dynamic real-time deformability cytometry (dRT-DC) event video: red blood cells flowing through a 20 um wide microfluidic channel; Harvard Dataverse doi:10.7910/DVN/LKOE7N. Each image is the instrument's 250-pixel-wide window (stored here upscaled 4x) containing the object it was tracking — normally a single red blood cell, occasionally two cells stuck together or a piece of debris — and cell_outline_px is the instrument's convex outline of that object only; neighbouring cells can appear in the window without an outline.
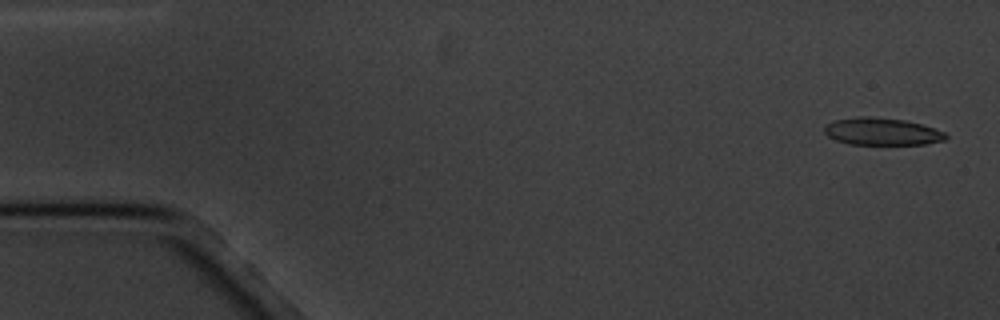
{"species": "common noctule bat (a hibernating species)", "species_latin": "Nyctalus noctula", "temperature_condition": "cold", "stored_images_in_passage": 5, "camera_frame_rate_fps": 3000, "um_per_image_px": 0.085, "animal": {"sex": "male", "body_mass_g": 20.1, "forearm_length_mm": 53.5}, "frame": {"image": 1, "passage_image": 1, "time_ms": 0.0, "image_size_px": [1000, 320], "cell_outline_px": [[948, 136], [944, 140], [928, 144], [848, 144], [836, 140], [828, 136], [824, 132], [824, 128], [828, 124], [836, 120], [856, 116], [868, 116], [904, 120], [920, 124], [944, 132]], "centroid_in_image_um": [74.95, 11.18], "position_along_channel_um": 10.1, "area_um2": 19.13}}